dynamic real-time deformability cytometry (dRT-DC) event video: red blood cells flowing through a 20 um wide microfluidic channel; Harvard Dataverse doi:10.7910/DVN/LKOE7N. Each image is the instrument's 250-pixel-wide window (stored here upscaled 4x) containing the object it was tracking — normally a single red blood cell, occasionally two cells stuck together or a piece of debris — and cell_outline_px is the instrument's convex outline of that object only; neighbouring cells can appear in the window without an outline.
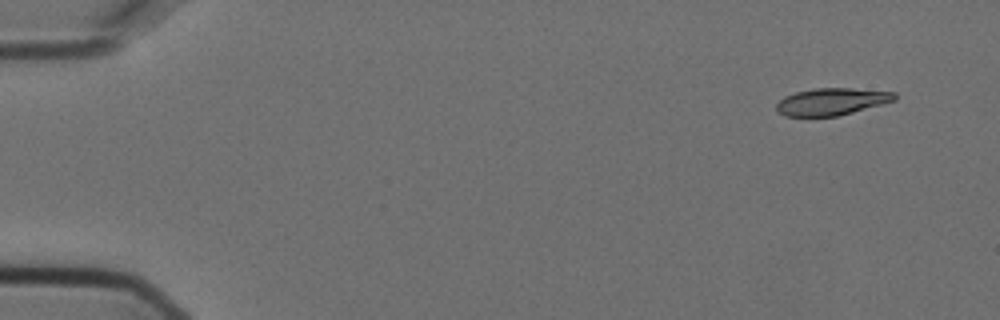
{"species": "Egyptian fruit bat (a non-hibernating species)", "species_latin": "Rousettus aegyptiacus", "temperature_condition": "cold", "stored_images_in_passage": 5, "camera_frame_rate_fps": 3000, "um_per_image_px": 0.085, "animal": {"sex": "female"}, "frame": {"image": 1, "passage_image": 1, "time_ms": 0.0, "image_size_px": [1000, 320], "cell_outline_px": [[896, 100], [852, 112], [836, 116], [784, 116], [776, 112], [776, 104], [784, 96], [796, 92], [812, 88], [852, 88], [896, 92]], "centroid_in_image_um": [70.66, 8.63], "position_along_channel_um": 14.3, "area_um2": 18.67}}
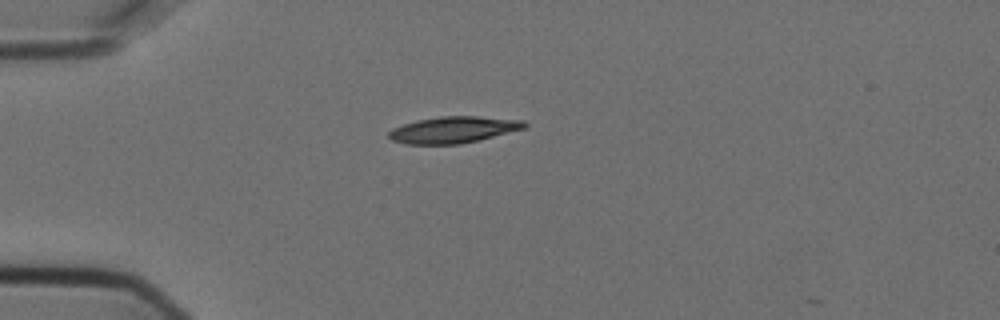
{"frame": {"image": 2, "passage_image": 4, "time_ms": 1.0, "image_size_px": [1000, 320], "cell_outline_px": [[528, 128], [480, 140], [460, 144], [408, 144], [392, 140], [388, 136], [388, 132], [392, 128], [416, 120], [440, 116], [476, 116], [524, 120], [528, 124]], "centroid_in_image_um": [38.59, 11.02], "position_along_channel_um": 46.4, "area_um2": 21.15}}